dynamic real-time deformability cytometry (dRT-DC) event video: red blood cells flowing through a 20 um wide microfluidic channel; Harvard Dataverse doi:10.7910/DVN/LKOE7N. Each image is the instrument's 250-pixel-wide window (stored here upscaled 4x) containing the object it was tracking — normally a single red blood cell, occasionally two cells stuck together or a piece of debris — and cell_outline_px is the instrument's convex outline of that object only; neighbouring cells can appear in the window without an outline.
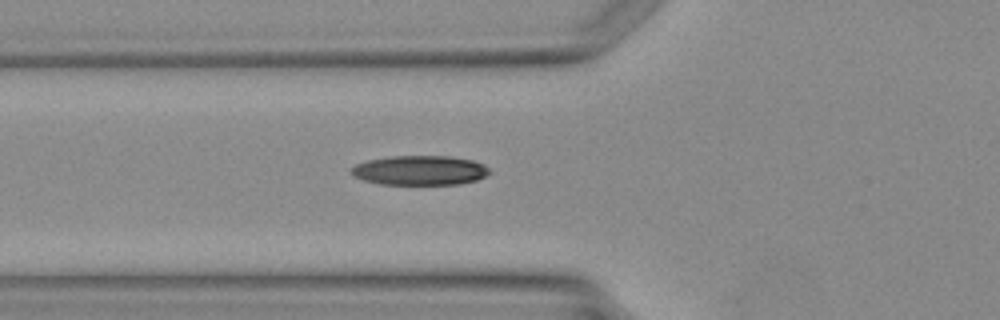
{"species": "Egyptian fruit bat (a non-hibernating species)", "species_latin": "Rousettus aegyptiacus", "temperature_condition": "warm", "stored_images_in_passage": 3, "camera_frame_rate_fps": 3000, "um_per_image_px": 0.085, "animal": {"sex": "female"}, "frame": {"image": 1, "passage_image": 3, "time_ms": 3.333, "image_size_px": [1000, 320], "cell_outline_px": [[492, 172], [476, 180], [460, 184], [380, 184], [364, 180], [352, 176], [348, 172], [356, 164], [368, 160], [392, 156], [452, 156], [472, 160], [484, 164]], "centroid_in_image_um": [35.68, 14.48], "position_along_channel_um": 90.1, "area_um2": 23.87}}